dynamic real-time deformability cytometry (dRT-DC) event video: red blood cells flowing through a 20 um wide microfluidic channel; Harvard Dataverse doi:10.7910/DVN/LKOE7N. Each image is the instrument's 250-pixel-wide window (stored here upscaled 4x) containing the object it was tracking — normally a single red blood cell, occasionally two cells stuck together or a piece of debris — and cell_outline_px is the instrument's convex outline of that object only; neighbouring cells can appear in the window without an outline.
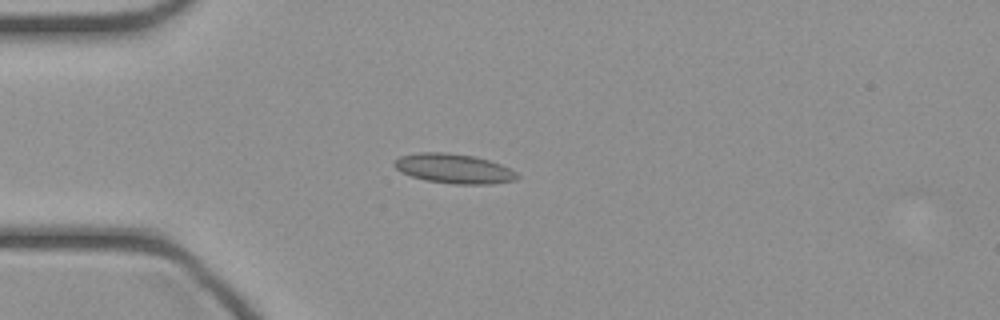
{"species": "common noctule bat (a hibernating species)", "species_latin": "Nyctalus noctula", "temperature_condition": "cold", "stored_images_in_passage": 47, "camera_frame_rate_fps": 3000, "um_per_image_px": 0.085, "animal": {"sex": "female", "body_mass_g": 21.9}, "frame": {"image": 1, "passage_image": 13, "time_ms": 4.0, "image_size_px": [1000, 320], "cell_outline_px": [[520, 176], [516, 180], [492, 184], [456, 184], [424, 180], [400, 172], [392, 164], [400, 156], [420, 152], [448, 152], [472, 156], [488, 160], [500, 164], [516, 172]], "centroid_in_image_um": [38.57, 14.33], "position_along_channel_um": 46.4, "area_um2": 21.15}}
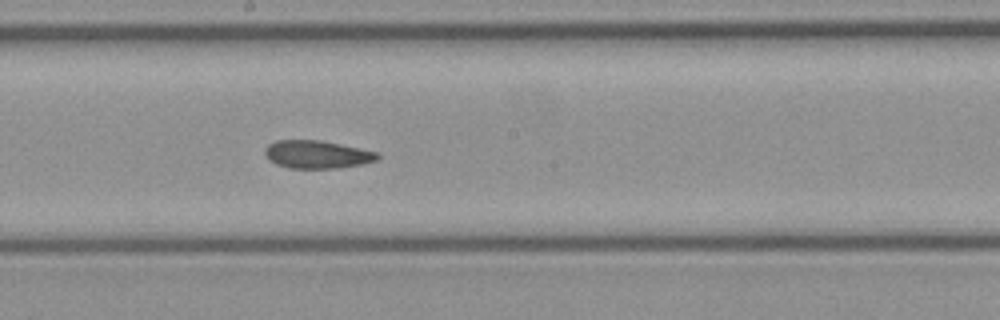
{"frame": {"image": 2, "passage_image": 26, "time_ms": 8.333, "image_size_px": [1000, 320], "cell_outline_px": [[380, 156], [376, 160], [364, 164], [336, 168], [288, 168], [276, 164], [268, 160], [264, 156], [264, 148], [268, 144], [276, 140], [320, 140], [380, 152]], "centroid_in_image_um": [26.93, 13.12], "position_along_channel_um": 221.3, "area_um2": 18.55}}
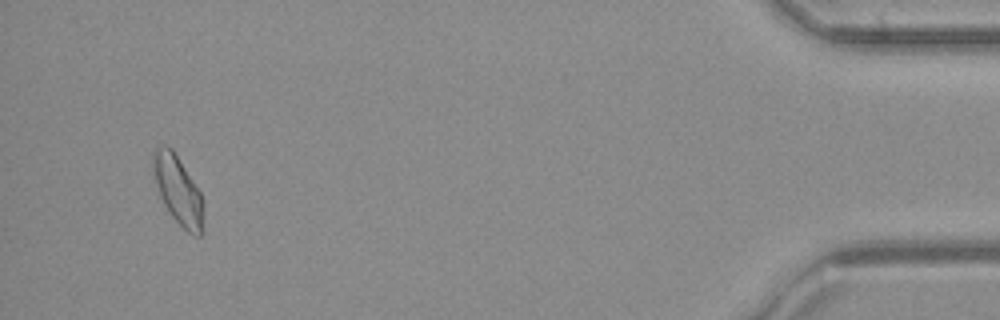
{"frame": {"image": 3, "passage_image": 45, "time_ms": 14.667, "image_size_px": [1000, 320], "cell_outline_px": [[204, 232], [200, 236], [196, 236], [188, 232], [168, 212], [160, 196], [156, 184], [152, 168], [152, 156], [156, 148], [164, 144], [172, 148], [200, 192]], "centroid_in_image_um": [15.11, 16.16], "position_along_channel_um": 420.1, "area_um2": 19.77}}